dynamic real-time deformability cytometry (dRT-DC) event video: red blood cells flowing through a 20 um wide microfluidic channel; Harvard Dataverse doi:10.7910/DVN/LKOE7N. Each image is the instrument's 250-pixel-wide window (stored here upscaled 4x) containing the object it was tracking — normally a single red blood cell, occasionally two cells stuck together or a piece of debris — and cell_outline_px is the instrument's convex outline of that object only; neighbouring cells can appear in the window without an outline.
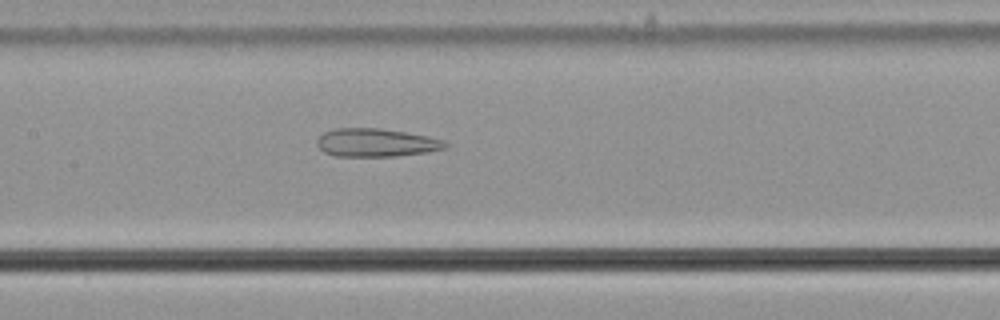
{"species": "common noctule bat (a hibernating species)", "species_latin": "Nyctalus noctula", "temperature_condition": "cold", "stored_images_in_passage": 46, "camera_frame_rate_fps": 3000, "um_per_image_px": 0.085, "animal": {"sex": "male", "body_mass_g": 21.5, "forearm_length_mm": 52.0}, "frame": {"image": 1, "passage_image": 17, "time_ms": 5.333, "image_size_px": [1000, 320], "cell_outline_px": [[448, 148], [424, 152], [396, 156], [336, 156], [324, 152], [316, 144], [316, 140], [324, 132], [336, 128], [380, 128], [428, 136], [444, 140], [448, 144]], "centroid_in_image_um": [31.97, 12.12], "position_along_channel_um": 175.4, "area_um2": 21.04}}
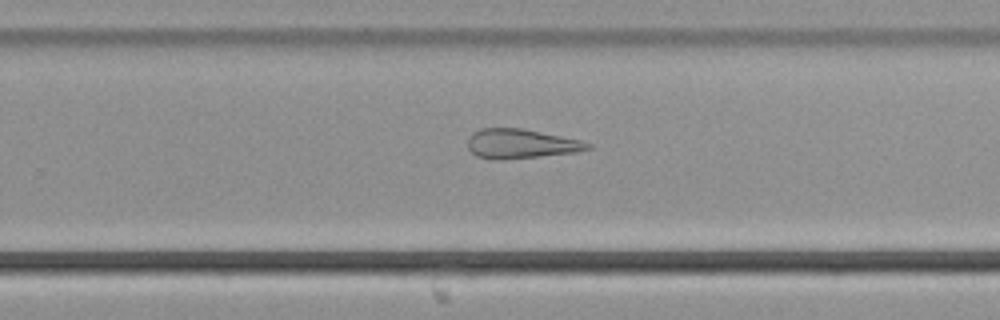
{"frame": {"image": 2, "passage_image": 26, "time_ms": 8.333, "image_size_px": [1000, 320], "cell_outline_px": [[592, 148], [576, 152], [496, 160], [492, 160], [476, 156], [468, 148], [468, 140], [472, 132], [480, 128], [524, 128], [580, 140], [592, 144]], "centroid_in_image_um": [44.25, 12.21], "position_along_channel_um": 285.6, "area_um2": 20.52}}
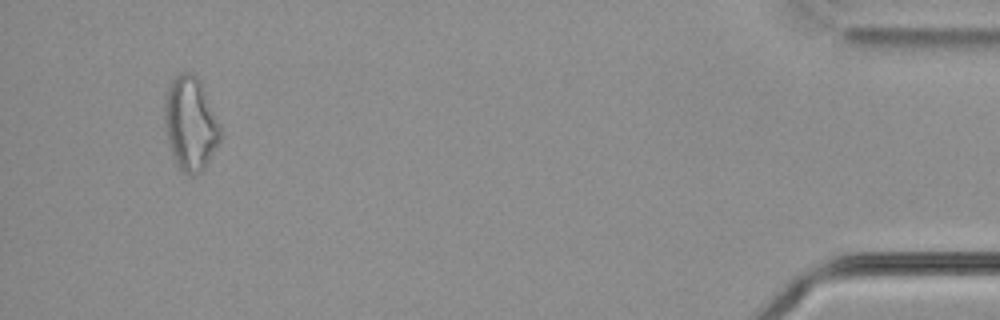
{"frame": {"image": 3, "passage_image": 43, "time_ms": 14.0, "image_size_px": [1000, 320], "cell_outline_px": [[220, 140], [204, 168], [200, 172], [192, 176], [184, 172], [176, 164], [172, 156], [168, 144], [164, 120], [164, 100], [168, 88], [172, 80], [180, 72], [192, 72], [200, 80], [220, 124]], "centroid_in_image_um": [16.17, 10.49], "position_along_channel_um": 419.0, "area_um2": 30.4}, "authors_computed_cell_mechanics": {"area_um2": 24.7384, "velocity_mm_per_s": 3.6836, "shape_relaxation_time_tau1_ms": null, "shape_relaxation_time_tau2_ms": 4.4226, "deformation_change_tau1": null, "deformation_change_tau2": 0.1685}}